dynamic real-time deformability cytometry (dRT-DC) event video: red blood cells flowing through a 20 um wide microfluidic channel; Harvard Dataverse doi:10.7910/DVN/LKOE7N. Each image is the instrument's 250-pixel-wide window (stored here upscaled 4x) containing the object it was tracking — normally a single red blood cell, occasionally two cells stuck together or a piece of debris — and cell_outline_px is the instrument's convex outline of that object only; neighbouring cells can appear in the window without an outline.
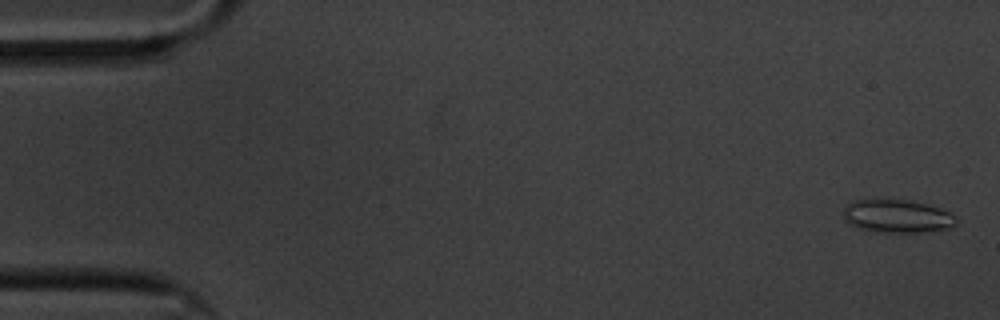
{"species": "common noctule bat (a hibernating species)", "species_latin": "Nyctalus noctula", "temperature_condition": "cold", "stored_images_in_passage": 59, "camera_frame_rate_fps": 3000, "um_per_image_px": 0.085, "animal": {"sex": "male", "body_mass_g": 20.1, "forearm_length_mm": 53.5}, "frame": {"image": 1, "passage_image": 2, "time_ms": 0.333, "image_size_px": [1000, 320], "cell_outline_px": [[948, 224], [940, 228], [872, 228], [860, 224], [852, 220], [856, 204], [872, 200], [888, 200], [920, 204], [944, 212]], "centroid_in_image_um": [76.32, 18.3], "position_along_channel_um": 8.7, "area_um2": 15.84}}
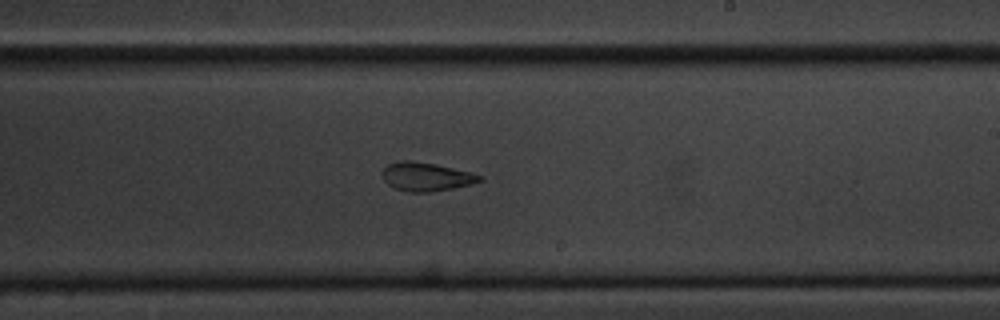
{"frame": {"image": 2, "passage_image": 35, "time_ms": 11.333, "image_size_px": [1000, 320], "cell_outline_px": [[480, 180], [468, 184], [448, 188], [420, 192], [412, 192], [396, 188], [388, 184], [384, 176], [384, 168], [388, 164], [432, 164], [480, 176]], "centroid_in_image_um": [36.18, 15.07], "position_along_channel_um": 252.8, "area_um2": 14.22}}
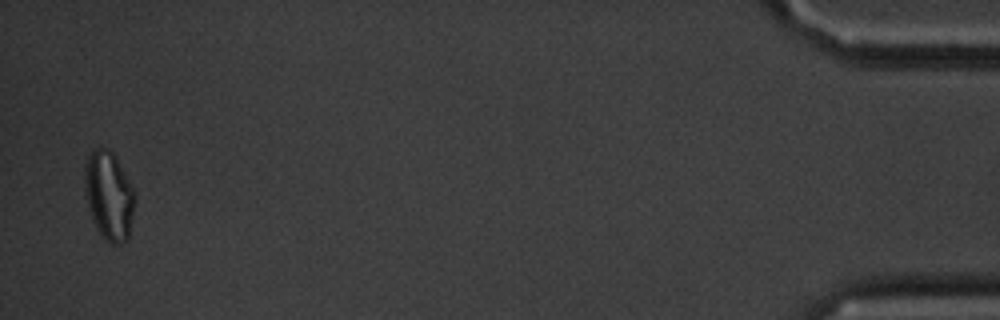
{"frame": {"image": 3, "passage_image": 58, "time_ms": 19.0, "image_size_px": [1000, 320], "cell_outline_px": [[132, 208], [128, 236], [124, 240], [112, 240], [100, 228], [92, 212], [88, 196], [88, 164], [92, 156], [96, 152], [112, 156], [116, 160], [132, 188]], "centroid_in_image_um": [9.33, 16.67], "position_along_channel_um": 425.9, "area_um2": 21.44}}